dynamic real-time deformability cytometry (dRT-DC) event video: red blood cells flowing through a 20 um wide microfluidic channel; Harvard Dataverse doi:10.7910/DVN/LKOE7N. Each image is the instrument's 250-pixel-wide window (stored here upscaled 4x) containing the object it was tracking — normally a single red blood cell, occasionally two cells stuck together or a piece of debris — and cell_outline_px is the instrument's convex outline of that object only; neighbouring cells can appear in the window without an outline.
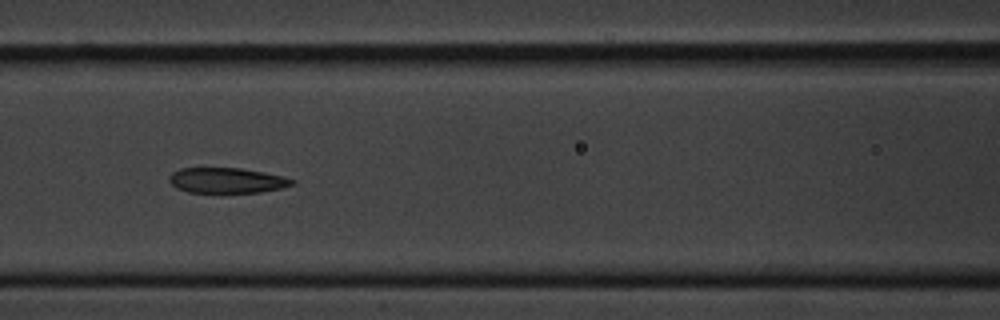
{"species": "common noctule bat (a hibernating species)", "species_latin": "Nyctalus noctula", "temperature_condition": "cold", "stored_images_in_passage": 9, "camera_frame_rate_fps": 3000, "um_per_image_px": 0.085, "animal": {"sex": "male", "body_mass_g": 20.1, "forearm_length_mm": 53.5}, "frame": {"image": 1, "passage_image": 6, "time_ms": 6.667, "image_size_px": [1000, 320], "cell_outline_px": [[296, 184], [280, 188], [260, 192], [188, 192], [176, 188], [168, 180], [168, 176], [172, 172], [180, 168], [240, 168], [264, 172], [284, 176], [296, 180]], "centroid_in_image_um": [19.28, 15.33], "position_along_channel_um": 147.3, "area_um2": 18.21}}
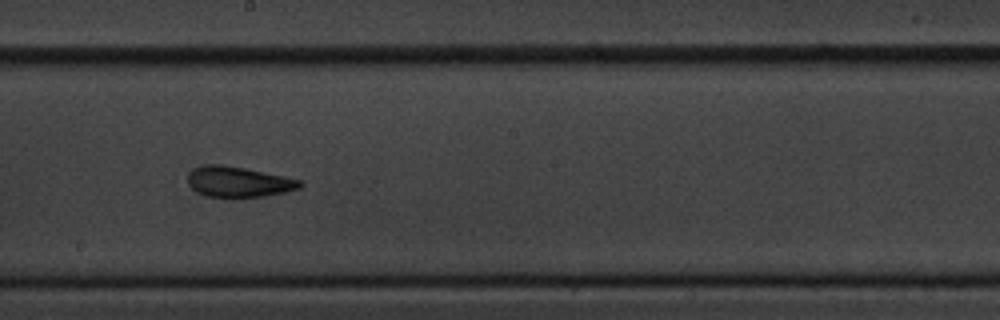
{"frame": {"image": 2, "passage_image": 8, "time_ms": 9.0, "image_size_px": [1000, 320], "cell_outline_px": [[304, 184], [300, 188], [284, 192], [264, 196], [208, 196], [196, 192], [188, 184], [188, 176], [192, 168], [208, 164], [220, 164], [244, 168], [284, 176], [300, 180]], "centroid_in_image_um": [20.26, 15.44], "position_along_channel_um": 227.9, "area_um2": 19.65}}
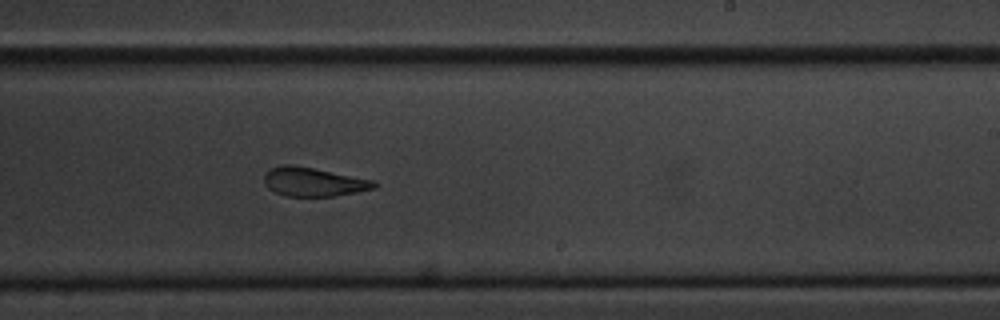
{"frame": {"image": 3, "passage_image": 9, "time_ms": 10.0, "image_size_px": [1000, 320], "cell_outline_px": [[376, 188], [336, 196], [284, 196], [268, 188], [264, 184], [264, 176], [272, 168], [284, 164], [292, 164], [376, 180]], "centroid_in_image_um": [26.67, 15.46], "position_along_channel_um": 262.3, "area_um2": 18.5}}